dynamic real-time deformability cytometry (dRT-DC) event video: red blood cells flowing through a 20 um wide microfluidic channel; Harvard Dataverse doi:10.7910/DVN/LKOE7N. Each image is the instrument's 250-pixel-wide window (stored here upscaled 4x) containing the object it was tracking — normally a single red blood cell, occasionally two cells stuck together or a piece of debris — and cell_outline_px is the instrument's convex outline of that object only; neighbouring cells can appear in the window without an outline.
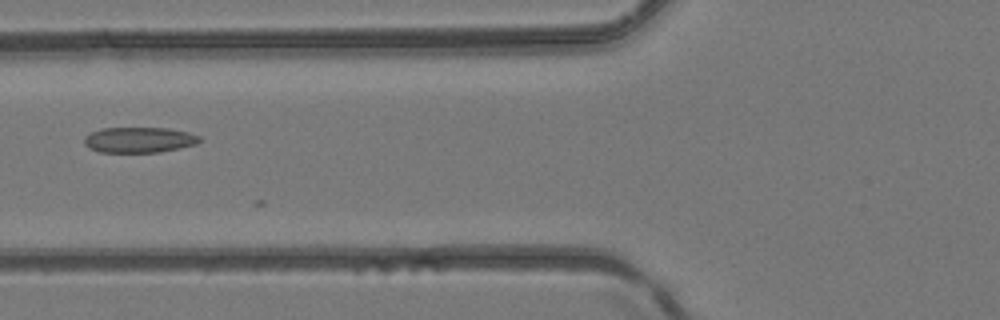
{"species": "common noctule bat (a hibernating species)", "species_latin": "Nyctalus noctula", "temperature_condition": "room temperature", "stored_images_in_passage": 2, "camera_frame_rate_fps": 3000, "um_per_image_px": 0.085, "animal": {"sex": "female", "body_mass_g": 24.6, "forearm_length_mm": 56.2}, "frame": {"image": 1, "passage_image": 2, "time_ms": 0.333, "image_size_px": [1000, 320], "cell_outline_px": [[200, 140], [196, 144], [160, 152], [100, 152], [88, 148], [84, 144], [84, 136], [100, 128], [168, 128], [188, 132], [200, 136]], "centroid_in_image_um": [11.79, 11.88], "position_along_channel_um": 114.0, "area_um2": 17.17}}